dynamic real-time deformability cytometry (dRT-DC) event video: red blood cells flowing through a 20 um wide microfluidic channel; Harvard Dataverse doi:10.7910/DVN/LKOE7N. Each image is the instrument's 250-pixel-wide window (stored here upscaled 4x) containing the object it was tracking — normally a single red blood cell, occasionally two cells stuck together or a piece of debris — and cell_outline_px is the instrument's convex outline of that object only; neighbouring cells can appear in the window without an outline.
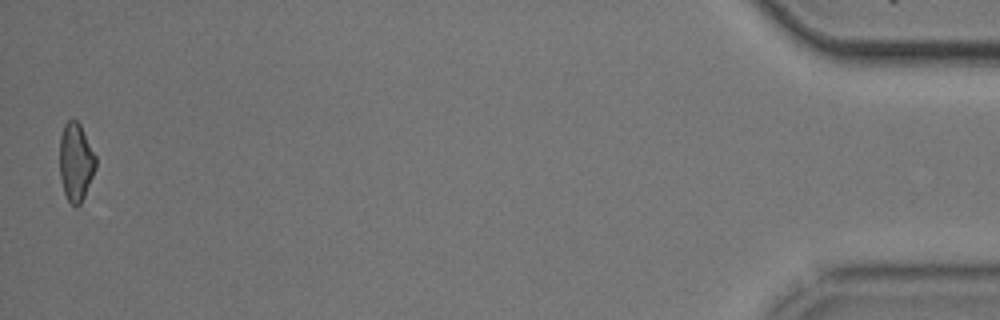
{"species": "common noctule bat (a hibernating species)", "species_latin": "Nyctalus noctula", "temperature_condition": "cold", "stored_images_in_passage": 42, "camera_frame_rate_fps": 3000, "um_per_image_px": 0.085, "animal": {"sex": "male", "body_mass_g": 20.5, "forearm_length_mm": 52.5}, "frame": {"image": 1, "passage_image": 42, "time_ms": 13.667, "image_size_px": [1000, 320], "cell_outline_px": [[96, 168], [84, 196], [80, 204], [76, 208], [68, 200], [64, 192], [60, 180], [60, 136], [64, 124], [68, 120], [76, 120], [80, 124], [96, 156]], "centroid_in_image_um": [6.44, 13.77], "position_along_channel_um": 428.8, "area_um2": 16.42}, "authors_computed_cell_mechanics": {"area_um2": 17.8891, "velocity_mm_per_s": 3.7552, "shape_relaxation_time_tau1_ms": 10.372, "shape_relaxation_time_tau2_ms": 5.8148, "deformation_change_tau1": 0.1573, "deformation_change_tau2": 0.1392}}